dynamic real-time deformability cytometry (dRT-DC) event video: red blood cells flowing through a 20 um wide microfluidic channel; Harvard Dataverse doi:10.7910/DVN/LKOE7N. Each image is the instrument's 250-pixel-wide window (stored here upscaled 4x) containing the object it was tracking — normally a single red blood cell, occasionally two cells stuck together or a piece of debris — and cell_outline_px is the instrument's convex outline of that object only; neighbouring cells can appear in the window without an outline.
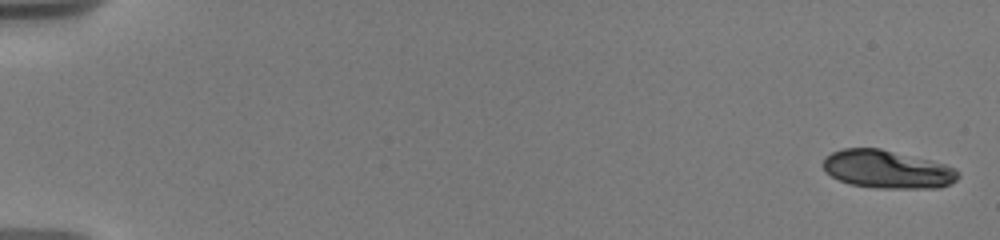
{"species": "human", "species_latin": "Homo sapiens", "temperature_condition": "warm", "stored_images_in_passage": 22, "camera_frame_rate_fps": 3000, "um_per_image_px": 0.085, "donor": {"sex": "male"}, "frame": {"image": 1, "passage_image": 1, "time_ms": 0.0, "image_size_px": [1000, 240], "cell_outline_px": [[960, 176], [956, 180], [940, 188], [880, 188], [852, 184], [840, 180], [832, 176], [824, 168], [824, 160], [832, 152], [844, 148], [880, 148], [944, 164], [956, 168], [960, 172]], "centroid_in_image_um": [75.46, 14.39], "position_along_channel_um": 9.5, "area_um2": 29.59}}
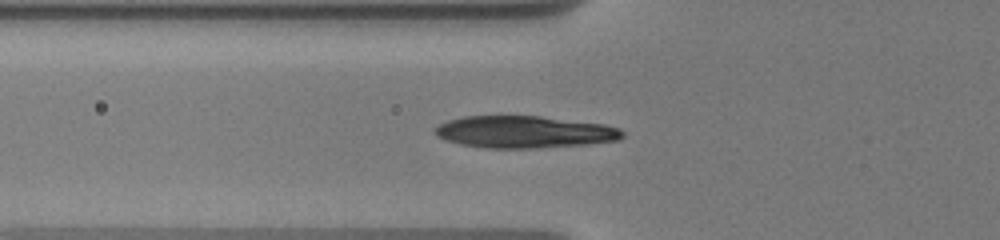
{"frame": {"image": 2, "passage_image": 13, "time_ms": 6.667, "image_size_px": [1000, 240], "cell_outline_px": [[624, 136], [620, 140], [584, 144], [540, 148], [488, 148], [460, 144], [444, 140], [436, 136], [432, 132], [440, 124], [448, 120], [464, 116], [540, 116], [604, 124], [620, 128], [624, 132]], "centroid_in_image_um": [44.56, 11.22], "position_along_channel_um": 81.2, "area_um2": 35.14}}
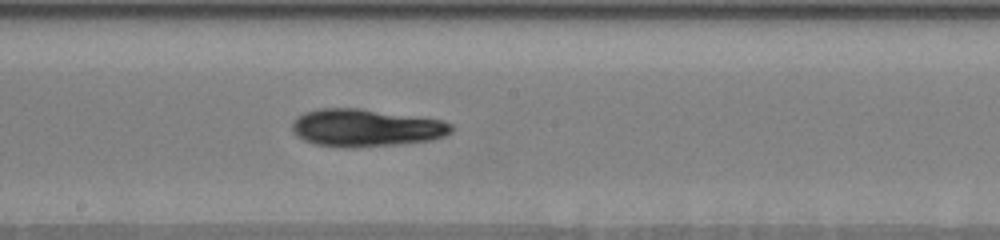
{"frame": {"image": 3, "passage_image": 22, "time_ms": 10.333, "image_size_px": [1000, 240], "cell_outline_px": [[452, 132], [444, 136], [432, 140], [400, 144], [352, 148], [344, 148], [316, 144], [304, 140], [296, 136], [292, 132], [292, 120], [304, 112], [320, 108], [360, 108], [444, 120], [452, 124]], "centroid_in_image_um": [31.08, 10.87], "position_along_channel_um": 217.1, "area_um2": 35.2}}